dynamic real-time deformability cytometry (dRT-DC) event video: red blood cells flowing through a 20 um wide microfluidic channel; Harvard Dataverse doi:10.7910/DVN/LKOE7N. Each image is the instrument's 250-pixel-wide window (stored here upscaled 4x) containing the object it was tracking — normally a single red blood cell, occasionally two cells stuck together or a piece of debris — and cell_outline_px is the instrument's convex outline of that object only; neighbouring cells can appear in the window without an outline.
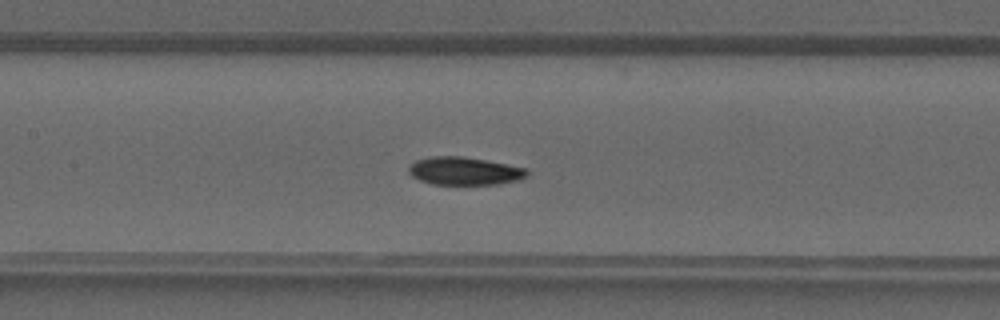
{"species": "common noctule bat (a hibernating species)", "species_latin": "Nyctalus noctula", "temperature_condition": "warm", "stored_images_in_passage": 42, "camera_frame_rate_fps": 3000, "um_per_image_px": 0.085, "animal": {"sex": "male", "forearm_length_mm": 52.5}, "frame": {"image": 1, "passage_image": 20, "time_ms": 6.333, "image_size_px": [1000, 320], "cell_outline_px": [[528, 176], [516, 180], [496, 184], [432, 184], [420, 180], [412, 176], [408, 172], [408, 164], [416, 160], [428, 156], [464, 156], [528, 168]], "centroid_in_image_um": [39.44, 14.52], "position_along_channel_um": 168.0, "area_um2": 19.36}}
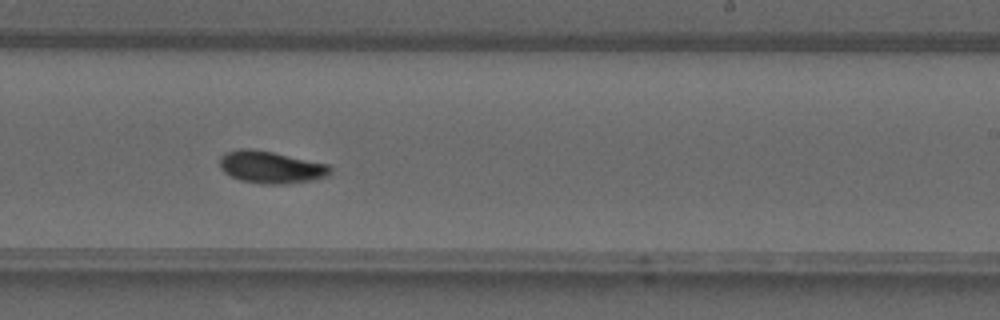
{"frame": {"image": 2, "passage_image": 26, "time_ms": 8.333, "image_size_px": [1000, 320], "cell_outline_px": [[332, 172], [328, 176], [312, 180], [284, 184], [260, 184], [240, 180], [224, 172], [220, 168], [220, 156], [224, 152], [240, 148], [252, 148], [272, 152], [328, 164], [332, 168]], "centroid_in_image_um": [23.01, 14.21], "position_along_channel_um": 266.0, "area_um2": 20.87}}
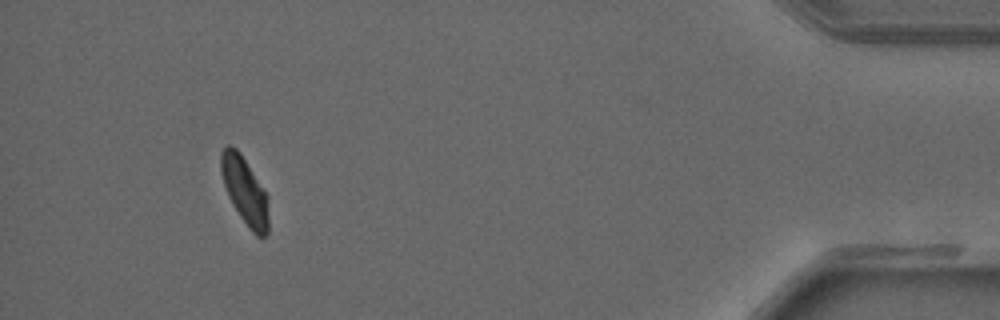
{"frame": {"image": 3, "passage_image": 39, "time_ms": 12.667, "image_size_px": [1000, 320], "cell_outline_px": [[268, 232], [264, 236], [256, 236], [248, 228], [232, 204], [228, 196], [220, 172], [220, 152], [228, 144], [236, 148], [240, 152], [268, 196]], "centroid_in_image_um": [20.79, 16.21], "position_along_channel_um": 414.4, "area_um2": 18.67}}